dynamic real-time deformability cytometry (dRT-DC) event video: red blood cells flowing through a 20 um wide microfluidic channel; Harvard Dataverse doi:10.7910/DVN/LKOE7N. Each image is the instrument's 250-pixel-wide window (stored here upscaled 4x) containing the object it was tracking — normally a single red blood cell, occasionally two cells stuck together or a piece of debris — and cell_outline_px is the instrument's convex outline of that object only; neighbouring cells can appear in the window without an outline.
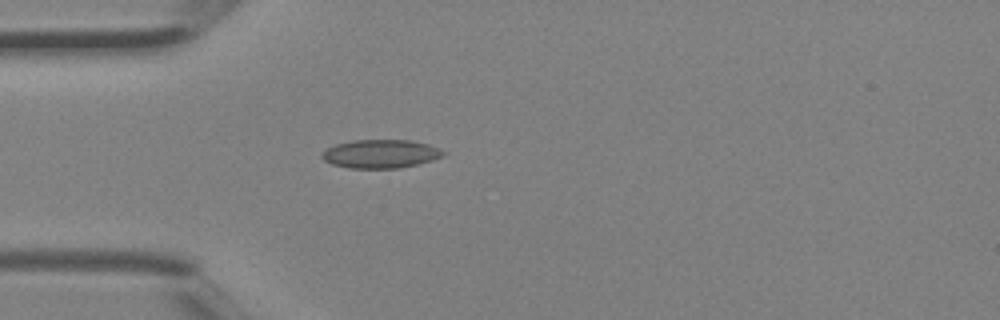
{"species": "Egyptian fruit bat (a non-hibernating species)", "species_latin": "Rousettus aegyptiacus", "temperature_condition": "room temperature", "stored_images_in_passage": 2, "camera_frame_rate_fps": 3000, "um_per_image_px": 0.085, "animal": {"sex": "female"}, "frame": {"image": 1, "passage_image": 2, "time_ms": 0.333, "image_size_px": [1000, 320], "cell_outline_px": [[444, 156], [432, 160], [400, 168], [348, 168], [332, 164], [324, 160], [320, 156], [328, 148], [336, 144], [352, 140], [412, 140], [428, 144], [440, 148], [444, 152]], "centroid_in_image_um": [32.36, 13.07], "position_along_channel_um": 52.6, "area_um2": 20.11}}